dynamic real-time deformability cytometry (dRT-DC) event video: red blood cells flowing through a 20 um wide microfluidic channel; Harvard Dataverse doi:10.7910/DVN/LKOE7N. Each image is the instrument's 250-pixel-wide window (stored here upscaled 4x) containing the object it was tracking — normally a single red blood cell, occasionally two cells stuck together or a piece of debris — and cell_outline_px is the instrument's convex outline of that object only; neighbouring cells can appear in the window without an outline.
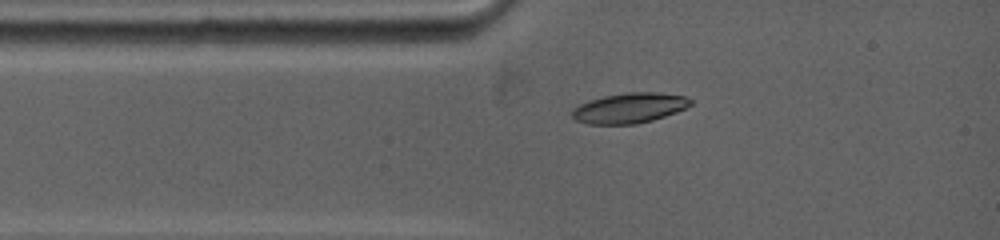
{"species": "common noctule bat (a hibernating species)", "species_latin": "Nyctalus noctula", "temperature_condition": "warm", "stored_images_in_passage": 12, "camera_frame_rate_fps": 5000, "um_per_image_px": 0.085, "animal": {"sex": "female", "body_mass_g": 19.0, "forearm_length_mm": 53.3}, "frame": {"image": 1, "passage_image": 1, "time_ms": 0.0, "image_size_px": [1000, 240], "cell_outline_px": [[692, 104], [676, 112], [652, 120], [632, 124], [592, 124], [576, 120], [572, 116], [572, 108], [588, 100], [604, 96], [628, 92], [656, 92], [684, 96], [692, 100]], "centroid_in_image_um": [53.48, 9.17], "position_along_channel_um": 31.5, "area_um2": 20.63}}
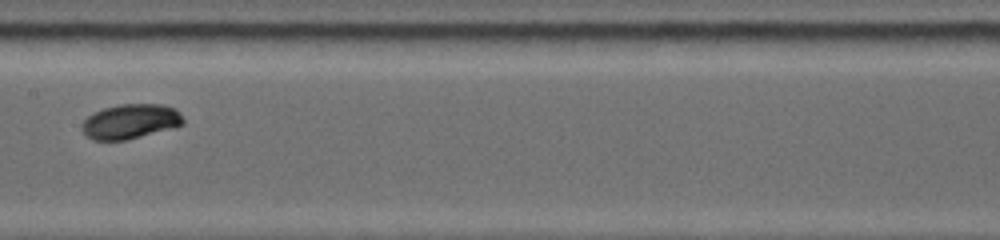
{"frame": {"image": 2, "passage_image": 5, "time_ms": 4.4, "image_size_px": [1000, 240], "cell_outline_px": [[184, 124], [176, 128], [128, 140], [92, 140], [80, 128], [80, 124], [92, 112], [104, 108], [120, 104], [164, 104], [176, 108], [180, 112], [184, 120]], "centroid_in_image_um": [11.12, 10.32], "position_along_channel_um": 196.3, "area_um2": 20.98}}
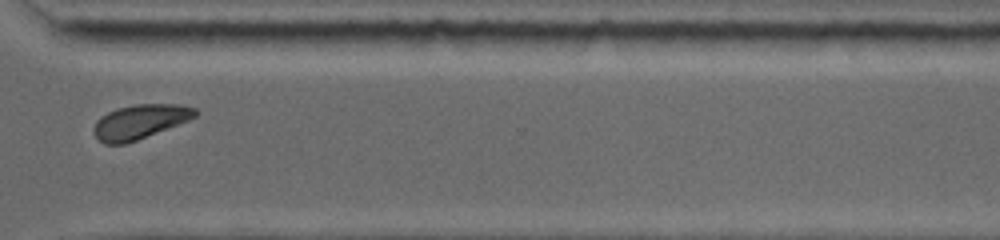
{"frame": {"image": 3, "passage_image": 9, "time_ms": 8.6, "image_size_px": [1000, 240], "cell_outline_px": [[200, 112], [196, 116], [188, 120], [136, 140], [124, 144], [104, 144], [92, 132], [92, 128], [96, 120], [100, 116], [116, 108], [136, 104], [180, 104], [196, 108]], "centroid_in_image_um": [11.87, 10.33], "position_along_channel_um": 358.7, "area_um2": 20.29}, "authors_computed_cell_mechanics": {"area_um2": 20.2011, "velocity_mm_per_s": 3.8538, "shape_relaxation_time_tau1_ms": 1.5773, "shape_relaxation_time_tau2_ms": null, "deformation_change_tau1": 0.0932, "deformation_change_tau2": null}}